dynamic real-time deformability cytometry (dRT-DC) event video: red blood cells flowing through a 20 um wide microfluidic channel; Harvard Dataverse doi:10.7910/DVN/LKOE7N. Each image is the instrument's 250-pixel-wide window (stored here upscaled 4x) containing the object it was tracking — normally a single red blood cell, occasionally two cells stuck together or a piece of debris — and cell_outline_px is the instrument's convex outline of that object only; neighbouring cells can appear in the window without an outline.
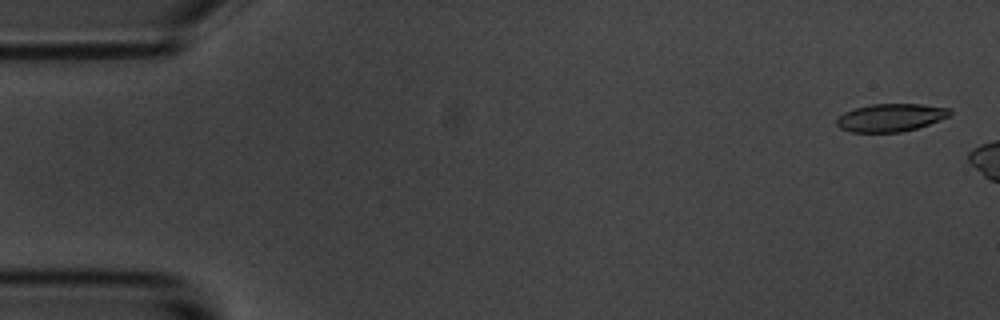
{"species": "common noctule bat (a hibernating species)", "species_latin": "Nyctalus noctula", "temperature_condition": "room temperature", "stored_images_in_passage": 3, "camera_frame_rate_fps": 3000, "um_per_image_px": 0.085, "animal": {"sex": "male", "body_mass_g": 20.1, "forearm_length_mm": 53.5}, "frame": {"image": 1, "passage_image": 1, "time_ms": 0.0, "image_size_px": [1000, 320], "cell_outline_px": [[952, 112], [948, 116], [928, 124], [916, 128], [900, 132], [848, 132], [840, 128], [836, 124], [836, 120], [844, 112], [856, 108], [872, 104], [920, 104], [952, 108]], "centroid_in_image_um": [75.69, 9.99], "position_along_channel_um": 9.3, "area_um2": 18.26}}